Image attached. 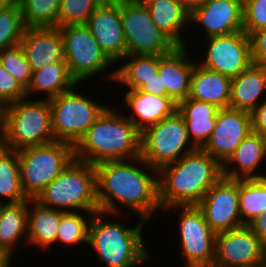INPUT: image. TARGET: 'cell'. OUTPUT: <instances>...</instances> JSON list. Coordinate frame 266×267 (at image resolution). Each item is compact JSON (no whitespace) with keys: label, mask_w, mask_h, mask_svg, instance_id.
Segmentation results:
<instances>
[{"label":"cell","mask_w":266,"mask_h":267,"mask_svg":"<svg viewBox=\"0 0 266 267\" xmlns=\"http://www.w3.org/2000/svg\"><path fill=\"white\" fill-rule=\"evenodd\" d=\"M95 168L99 211L111 213L116 218L122 207L128 208L146 223L152 216L163 213L159 204L158 170L141 156L105 161Z\"/></svg>","instance_id":"obj_1"},{"label":"cell","mask_w":266,"mask_h":267,"mask_svg":"<svg viewBox=\"0 0 266 267\" xmlns=\"http://www.w3.org/2000/svg\"><path fill=\"white\" fill-rule=\"evenodd\" d=\"M222 176V165L202 149L163 166L158 171L162 211L171 206L198 205Z\"/></svg>","instance_id":"obj_2"},{"label":"cell","mask_w":266,"mask_h":267,"mask_svg":"<svg viewBox=\"0 0 266 267\" xmlns=\"http://www.w3.org/2000/svg\"><path fill=\"white\" fill-rule=\"evenodd\" d=\"M108 107L74 146L75 159L97 165L141 155V132L117 109Z\"/></svg>","instance_id":"obj_3"},{"label":"cell","mask_w":266,"mask_h":267,"mask_svg":"<svg viewBox=\"0 0 266 267\" xmlns=\"http://www.w3.org/2000/svg\"><path fill=\"white\" fill-rule=\"evenodd\" d=\"M108 215L111 220L107 219ZM111 215L97 211L90 221L87 245L96 252L98 263L105 267H135L148 263L152 253L144 244L142 234L146 221L139 218L138 225L128 227L119 221L118 214L117 221H113Z\"/></svg>","instance_id":"obj_4"},{"label":"cell","mask_w":266,"mask_h":267,"mask_svg":"<svg viewBox=\"0 0 266 267\" xmlns=\"http://www.w3.org/2000/svg\"><path fill=\"white\" fill-rule=\"evenodd\" d=\"M34 200L63 211H99L95 165L74 158Z\"/></svg>","instance_id":"obj_5"},{"label":"cell","mask_w":266,"mask_h":267,"mask_svg":"<svg viewBox=\"0 0 266 267\" xmlns=\"http://www.w3.org/2000/svg\"><path fill=\"white\" fill-rule=\"evenodd\" d=\"M33 98L26 97L7 105L0 146L17 151L55 141L49 100Z\"/></svg>","instance_id":"obj_6"},{"label":"cell","mask_w":266,"mask_h":267,"mask_svg":"<svg viewBox=\"0 0 266 267\" xmlns=\"http://www.w3.org/2000/svg\"><path fill=\"white\" fill-rule=\"evenodd\" d=\"M17 154L21 187L28 199H35L75 158L74 146L57 140L19 149Z\"/></svg>","instance_id":"obj_7"},{"label":"cell","mask_w":266,"mask_h":267,"mask_svg":"<svg viewBox=\"0 0 266 267\" xmlns=\"http://www.w3.org/2000/svg\"><path fill=\"white\" fill-rule=\"evenodd\" d=\"M78 85L80 84L49 100L55 140L73 146L108 107L107 104H99L93 97L84 95V92L77 91L81 89Z\"/></svg>","instance_id":"obj_8"},{"label":"cell","mask_w":266,"mask_h":267,"mask_svg":"<svg viewBox=\"0 0 266 267\" xmlns=\"http://www.w3.org/2000/svg\"><path fill=\"white\" fill-rule=\"evenodd\" d=\"M198 148L189 138L184 118L176 111L141 132V157L158 171Z\"/></svg>","instance_id":"obj_9"},{"label":"cell","mask_w":266,"mask_h":267,"mask_svg":"<svg viewBox=\"0 0 266 267\" xmlns=\"http://www.w3.org/2000/svg\"><path fill=\"white\" fill-rule=\"evenodd\" d=\"M64 43L65 62L72 78L77 84L100 74L106 80L114 81L115 64L105 55L86 25H68L58 27ZM111 66V67H110ZM111 68V70L108 69ZM103 72L106 74L103 75ZM109 74H108V73ZM106 76V77H105Z\"/></svg>","instance_id":"obj_10"},{"label":"cell","mask_w":266,"mask_h":267,"mask_svg":"<svg viewBox=\"0 0 266 267\" xmlns=\"http://www.w3.org/2000/svg\"><path fill=\"white\" fill-rule=\"evenodd\" d=\"M127 55H166L177 45L153 23L145 3L121 0Z\"/></svg>","instance_id":"obj_11"},{"label":"cell","mask_w":266,"mask_h":267,"mask_svg":"<svg viewBox=\"0 0 266 267\" xmlns=\"http://www.w3.org/2000/svg\"><path fill=\"white\" fill-rule=\"evenodd\" d=\"M179 210L177 214V226L179 227L180 255L185 267H193L198 264L214 261L215 236L209 227L202 211L197 205L171 206L162 212Z\"/></svg>","instance_id":"obj_12"},{"label":"cell","mask_w":266,"mask_h":267,"mask_svg":"<svg viewBox=\"0 0 266 267\" xmlns=\"http://www.w3.org/2000/svg\"><path fill=\"white\" fill-rule=\"evenodd\" d=\"M204 39L205 50H199L204 55L197 60L200 66L233 79L253 64L251 40L245 31Z\"/></svg>","instance_id":"obj_13"},{"label":"cell","mask_w":266,"mask_h":267,"mask_svg":"<svg viewBox=\"0 0 266 267\" xmlns=\"http://www.w3.org/2000/svg\"><path fill=\"white\" fill-rule=\"evenodd\" d=\"M214 261L226 267L266 264V245L248 225L215 236Z\"/></svg>","instance_id":"obj_14"},{"label":"cell","mask_w":266,"mask_h":267,"mask_svg":"<svg viewBox=\"0 0 266 267\" xmlns=\"http://www.w3.org/2000/svg\"><path fill=\"white\" fill-rule=\"evenodd\" d=\"M239 179L221 177L197 205L217 234L242 226L239 212Z\"/></svg>","instance_id":"obj_15"},{"label":"cell","mask_w":266,"mask_h":267,"mask_svg":"<svg viewBox=\"0 0 266 267\" xmlns=\"http://www.w3.org/2000/svg\"><path fill=\"white\" fill-rule=\"evenodd\" d=\"M251 132L250 112L221 108L211 137L201 149L223 165Z\"/></svg>","instance_id":"obj_16"},{"label":"cell","mask_w":266,"mask_h":267,"mask_svg":"<svg viewBox=\"0 0 266 267\" xmlns=\"http://www.w3.org/2000/svg\"><path fill=\"white\" fill-rule=\"evenodd\" d=\"M105 55L118 64L127 55L121 0H104L85 24Z\"/></svg>","instance_id":"obj_17"},{"label":"cell","mask_w":266,"mask_h":267,"mask_svg":"<svg viewBox=\"0 0 266 267\" xmlns=\"http://www.w3.org/2000/svg\"><path fill=\"white\" fill-rule=\"evenodd\" d=\"M189 22L203 27L205 38L244 31L243 0H207L190 12Z\"/></svg>","instance_id":"obj_18"},{"label":"cell","mask_w":266,"mask_h":267,"mask_svg":"<svg viewBox=\"0 0 266 267\" xmlns=\"http://www.w3.org/2000/svg\"><path fill=\"white\" fill-rule=\"evenodd\" d=\"M187 50L186 46H177L172 52L160 55L158 74L163 82V97H170L177 104L189 97L191 75L197 62Z\"/></svg>","instance_id":"obj_19"},{"label":"cell","mask_w":266,"mask_h":267,"mask_svg":"<svg viewBox=\"0 0 266 267\" xmlns=\"http://www.w3.org/2000/svg\"><path fill=\"white\" fill-rule=\"evenodd\" d=\"M20 45L32 71L54 62H65L63 38L58 27L26 28Z\"/></svg>","instance_id":"obj_20"},{"label":"cell","mask_w":266,"mask_h":267,"mask_svg":"<svg viewBox=\"0 0 266 267\" xmlns=\"http://www.w3.org/2000/svg\"><path fill=\"white\" fill-rule=\"evenodd\" d=\"M126 91L123 105L124 108H130V114L125 116L140 132L173 115L178 109V104L170 97L155 96L139 90Z\"/></svg>","instance_id":"obj_21"},{"label":"cell","mask_w":266,"mask_h":267,"mask_svg":"<svg viewBox=\"0 0 266 267\" xmlns=\"http://www.w3.org/2000/svg\"><path fill=\"white\" fill-rule=\"evenodd\" d=\"M264 160L266 156L260 135L251 132L222 165L223 177L229 179L266 178V173L262 174L259 171L260 164L263 166L265 163Z\"/></svg>","instance_id":"obj_22"},{"label":"cell","mask_w":266,"mask_h":267,"mask_svg":"<svg viewBox=\"0 0 266 267\" xmlns=\"http://www.w3.org/2000/svg\"><path fill=\"white\" fill-rule=\"evenodd\" d=\"M65 211L40 205L28 199L27 246L46 252L56 246V236L61 215ZM50 249V250H48Z\"/></svg>","instance_id":"obj_23"},{"label":"cell","mask_w":266,"mask_h":267,"mask_svg":"<svg viewBox=\"0 0 266 267\" xmlns=\"http://www.w3.org/2000/svg\"><path fill=\"white\" fill-rule=\"evenodd\" d=\"M138 1L146 4L153 23L160 31L167 35L177 46H187L186 38L183 36L190 23V12L183 3L178 0Z\"/></svg>","instance_id":"obj_24"},{"label":"cell","mask_w":266,"mask_h":267,"mask_svg":"<svg viewBox=\"0 0 266 267\" xmlns=\"http://www.w3.org/2000/svg\"><path fill=\"white\" fill-rule=\"evenodd\" d=\"M264 93L266 94V66L252 64L232 79L229 108L251 113L265 100Z\"/></svg>","instance_id":"obj_25"},{"label":"cell","mask_w":266,"mask_h":267,"mask_svg":"<svg viewBox=\"0 0 266 267\" xmlns=\"http://www.w3.org/2000/svg\"><path fill=\"white\" fill-rule=\"evenodd\" d=\"M219 109L214 104L189 97L178 103L177 111L183 116L189 138L198 149L210 139Z\"/></svg>","instance_id":"obj_26"},{"label":"cell","mask_w":266,"mask_h":267,"mask_svg":"<svg viewBox=\"0 0 266 267\" xmlns=\"http://www.w3.org/2000/svg\"><path fill=\"white\" fill-rule=\"evenodd\" d=\"M232 79L195 63L191 75L189 98L228 108Z\"/></svg>","instance_id":"obj_27"},{"label":"cell","mask_w":266,"mask_h":267,"mask_svg":"<svg viewBox=\"0 0 266 267\" xmlns=\"http://www.w3.org/2000/svg\"><path fill=\"white\" fill-rule=\"evenodd\" d=\"M75 85L77 82L70 75L66 62H54L33 71L26 95L29 98L34 94H43L46 97L43 96L41 99L50 100L62 92L70 90Z\"/></svg>","instance_id":"obj_28"},{"label":"cell","mask_w":266,"mask_h":267,"mask_svg":"<svg viewBox=\"0 0 266 267\" xmlns=\"http://www.w3.org/2000/svg\"><path fill=\"white\" fill-rule=\"evenodd\" d=\"M28 200L2 204L0 209V247L12 255L20 241L27 247ZM23 238V239H22ZM14 251V252H13Z\"/></svg>","instance_id":"obj_29"},{"label":"cell","mask_w":266,"mask_h":267,"mask_svg":"<svg viewBox=\"0 0 266 267\" xmlns=\"http://www.w3.org/2000/svg\"><path fill=\"white\" fill-rule=\"evenodd\" d=\"M122 62L116 68L114 82L118 81L127 90H138L158 74L160 55H126L119 63Z\"/></svg>","instance_id":"obj_30"},{"label":"cell","mask_w":266,"mask_h":267,"mask_svg":"<svg viewBox=\"0 0 266 267\" xmlns=\"http://www.w3.org/2000/svg\"><path fill=\"white\" fill-rule=\"evenodd\" d=\"M25 200L28 198L21 187L17 151L0 146V203H19Z\"/></svg>","instance_id":"obj_31"},{"label":"cell","mask_w":266,"mask_h":267,"mask_svg":"<svg viewBox=\"0 0 266 267\" xmlns=\"http://www.w3.org/2000/svg\"><path fill=\"white\" fill-rule=\"evenodd\" d=\"M241 223L248 225L266 212V178L239 179Z\"/></svg>","instance_id":"obj_32"},{"label":"cell","mask_w":266,"mask_h":267,"mask_svg":"<svg viewBox=\"0 0 266 267\" xmlns=\"http://www.w3.org/2000/svg\"><path fill=\"white\" fill-rule=\"evenodd\" d=\"M93 213L65 211L59 222L56 246L58 243L60 246L64 244L69 249L70 246L72 248L79 247V244H88L89 225Z\"/></svg>","instance_id":"obj_33"},{"label":"cell","mask_w":266,"mask_h":267,"mask_svg":"<svg viewBox=\"0 0 266 267\" xmlns=\"http://www.w3.org/2000/svg\"><path fill=\"white\" fill-rule=\"evenodd\" d=\"M26 28L58 27L60 0H16Z\"/></svg>","instance_id":"obj_34"},{"label":"cell","mask_w":266,"mask_h":267,"mask_svg":"<svg viewBox=\"0 0 266 267\" xmlns=\"http://www.w3.org/2000/svg\"><path fill=\"white\" fill-rule=\"evenodd\" d=\"M25 29L21 7L12 0L0 11V50L20 44Z\"/></svg>","instance_id":"obj_35"},{"label":"cell","mask_w":266,"mask_h":267,"mask_svg":"<svg viewBox=\"0 0 266 267\" xmlns=\"http://www.w3.org/2000/svg\"><path fill=\"white\" fill-rule=\"evenodd\" d=\"M104 0H60L58 27L85 25Z\"/></svg>","instance_id":"obj_36"},{"label":"cell","mask_w":266,"mask_h":267,"mask_svg":"<svg viewBox=\"0 0 266 267\" xmlns=\"http://www.w3.org/2000/svg\"><path fill=\"white\" fill-rule=\"evenodd\" d=\"M0 62L12 77L27 90L32 80L33 71L21 45L0 50Z\"/></svg>","instance_id":"obj_37"},{"label":"cell","mask_w":266,"mask_h":267,"mask_svg":"<svg viewBox=\"0 0 266 267\" xmlns=\"http://www.w3.org/2000/svg\"><path fill=\"white\" fill-rule=\"evenodd\" d=\"M243 24L249 36L266 28V0H243Z\"/></svg>","instance_id":"obj_38"},{"label":"cell","mask_w":266,"mask_h":267,"mask_svg":"<svg viewBox=\"0 0 266 267\" xmlns=\"http://www.w3.org/2000/svg\"><path fill=\"white\" fill-rule=\"evenodd\" d=\"M26 97V90L0 62V99L8 105Z\"/></svg>","instance_id":"obj_39"},{"label":"cell","mask_w":266,"mask_h":267,"mask_svg":"<svg viewBox=\"0 0 266 267\" xmlns=\"http://www.w3.org/2000/svg\"><path fill=\"white\" fill-rule=\"evenodd\" d=\"M253 64L266 66V28L250 35Z\"/></svg>","instance_id":"obj_40"},{"label":"cell","mask_w":266,"mask_h":267,"mask_svg":"<svg viewBox=\"0 0 266 267\" xmlns=\"http://www.w3.org/2000/svg\"><path fill=\"white\" fill-rule=\"evenodd\" d=\"M253 132L266 131V97L265 100L251 112Z\"/></svg>","instance_id":"obj_41"},{"label":"cell","mask_w":266,"mask_h":267,"mask_svg":"<svg viewBox=\"0 0 266 267\" xmlns=\"http://www.w3.org/2000/svg\"><path fill=\"white\" fill-rule=\"evenodd\" d=\"M138 90L155 96L163 97L162 78L159 76V74H156L155 77H152L150 80H148Z\"/></svg>","instance_id":"obj_42"},{"label":"cell","mask_w":266,"mask_h":267,"mask_svg":"<svg viewBox=\"0 0 266 267\" xmlns=\"http://www.w3.org/2000/svg\"><path fill=\"white\" fill-rule=\"evenodd\" d=\"M248 226L266 245V212L252 220Z\"/></svg>","instance_id":"obj_43"},{"label":"cell","mask_w":266,"mask_h":267,"mask_svg":"<svg viewBox=\"0 0 266 267\" xmlns=\"http://www.w3.org/2000/svg\"><path fill=\"white\" fill-rule=\"evenodd\" d=\"M12 254L6 250L0 247V267H12L13 260Z\"/></svg>","instance_id":"obj_44"},{"label":"cell","mask_w":266,"mask_h":267,"mask_svg":"<svg viewBox=\"0 0 266 267\" xmlns=\"http://www.w3.org/2000/svg\"><path fill=\"white\" fill-rule=\"evenodd\" d=\"M7 104L0 99V140L5 129Z\"/></svg>","instance_id":"obj_45"},{"label":"cell","mask_w":266,"mask_h":267,"mask_svg":"<svg viewBox=\"0 0 266 267\" xmlns=\"http://www.w3.org/2000/svg\"><path fill=\"white\" fill-rule=\"evenodd\" d=\"M183 3L185 8L191 12L193 9L202 6L207 0H178Z\"/></svg>","instance_id":"obj_46"},{"label":"cell","mask_w":266,"mask_h":267,"mask_svg":"<svg viewBox=\"0 0 266 267\" xmlns=\"http://www.w3.org/2000/svg\"><path fill=\"white\" fill-rule=\"evenodd\" d=\"M193 267H226V266L223 264L217 263L215 261H212V262L198 264V265L193 266Z\"/></svg>","instance_id":"obj_47"},{"label":"cell","mask_w":266,"mask_h":267,"mask_svg":"<svg viewBox=\"0 0 266 267\" xmlns=\"http://www.w3.org/2000/svg\"><path fill=\"white\" fill-rule=\"evenodd\" d=\"M259 135L262 141L263 151L266 156V131L260 132Z\"/></svg>","instance_id":"obj_48"},{"label":"cell","mask_w":266,"mask_h":267,"mask_svg":"<svg viewBox=\"0 0 266 267\" xmlns=\"http://www.w3.org/2000/svg\"><path fill=\"white\" fill-rule=\"evenodd\" d=\"M12 0H0V11L7 6Z\"/></svg>","instance_id":"obj_49"},{"label":"cell","mask_w":266,"mask_h":267,"mask_svg":"<svg viewBox=\"0 0 266 267\" xmlns=\"http://www.w3.org/2000/svg\"><path fill=\"white\" fill-rule=\"evenodd\" d=\"M247 267H266V264H259V265L247 266Z\"/></svg>","instance_id":"obj_50"}]
</instances>
